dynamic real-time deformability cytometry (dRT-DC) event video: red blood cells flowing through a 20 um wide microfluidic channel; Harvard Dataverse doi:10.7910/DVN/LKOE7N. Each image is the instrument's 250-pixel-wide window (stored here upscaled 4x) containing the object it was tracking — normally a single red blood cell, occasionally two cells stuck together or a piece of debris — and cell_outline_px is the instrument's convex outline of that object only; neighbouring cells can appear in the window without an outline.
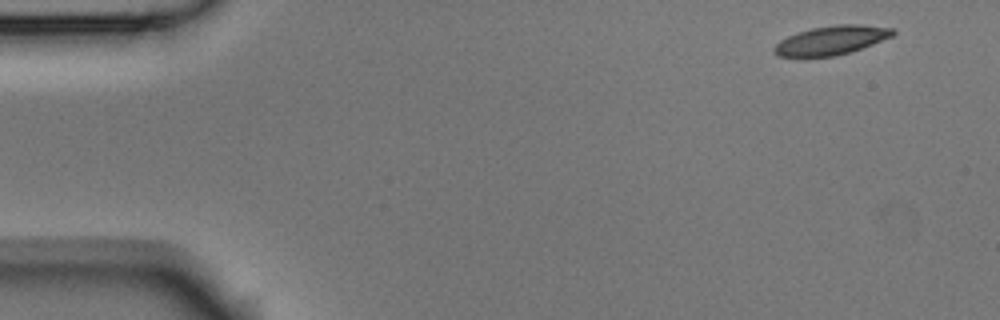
{"species": "Egyptian fruit bat (a non-hibernating species)", "species_latin": "Rousettus aegyptiacus", "temperature_condition": "room temperature", "stored_images_in_passage": 6, "segment_of_instrument_passage": [2, 2], "camera_frame_rate_fps": 3000, "um_per_image_px": 0.085, "animal": {"sex": "male"}, "frame": {"image": 1, "passage_image": 6, "time_ms": 1.667, "image_size_px": [1000, 320], "cell_outline_px": [[896, 32], [892, 36], [872, 44], [848, 52], [832, 56], [776, 56], [772, 52], [772, 48], [780, 40], [788, 36], [812, 28], [836, 24], [860, 24], [896, 28]], "centroid_in_image_um": [70.67, 3.41], "position_along_channel_um": 14.3, "area_um2": 19.83}}